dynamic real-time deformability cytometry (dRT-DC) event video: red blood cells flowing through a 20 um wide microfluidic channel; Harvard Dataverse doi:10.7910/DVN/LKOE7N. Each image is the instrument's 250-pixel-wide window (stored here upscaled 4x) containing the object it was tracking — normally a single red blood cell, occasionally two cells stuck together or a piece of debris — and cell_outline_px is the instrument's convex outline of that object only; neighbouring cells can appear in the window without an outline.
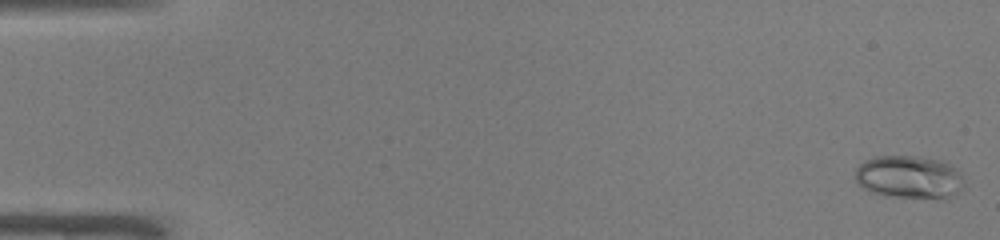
{"species": "common noctule bat (a hibernating species)", "species_latin": "Nyctalus noctula", "temperature_condition": "warm", "stored_images_in_passage": 50, "camera_frame_rate_fps": 3000, "um_per_image_px": 0.085, "animal": {"sex": "male", "body_mass_g": 19.0, "forearm_length_mm": 50.8}, "frame": {"image": 1, "passage_image": 1, "time_ms": 0.0, "image_size_px": [1000, 240], "cell_outline_px": [[964, 184], [956, 192], [944, 196], [896, 196], [868, 192], [860, 188], [856, 180], [856, 168], [864, 160], [876, 156], [920, 156], [940, 160], [956, 168], [960, 172]], "centroid_in_image_um": [77.2, 15.0], "position_along_channel_um": 7.8, "area_um2": 26.59}}
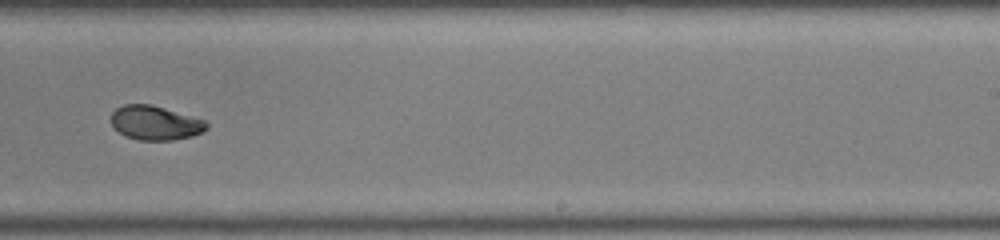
{"frame": {"image": 2, "passage_image": 32, "time_ms": 10.333, "image_size_px": [1000, 240], "cell_outline_px": [[208, 128], [192, 136], [172, 140], [140, 140], [124, 136], [112, 124], [112, 112], [116, 108], [124, 104], [152, 104], [208, 120]], "centroid_in_image_um": [13.23, 10.43], "position_along_channel_um": 275.8, "area_um2": 19.13}}
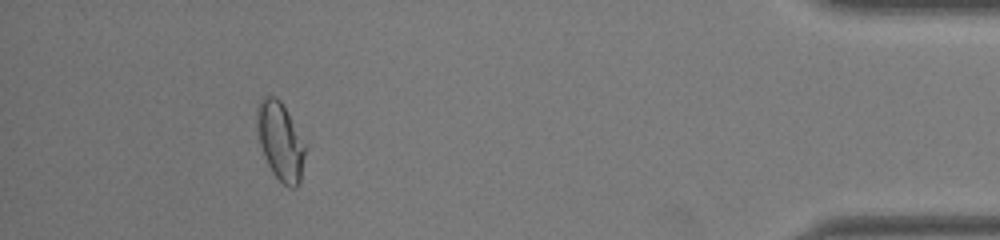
{"frame": {"image": 3, "passage_image": 46, "time_ms": 15.0, "image_size_px": [1000, 240], "cell_outline_px": [[304, 156], [300, 184], [296, 188], [288, 188], [272, 172], [264, 156], [260, 144], [256, 124], [256, 108], [260, 100], [264, 96], [276, 96], [280, 100], [288, 112], [304, 144]], "centroid_in_image_um": [23.8, 11.99], "position_along_channel_um": 411.4, "area_um2": 21.73}, "authors_computed_cell_mechanics": {"area_um2": 20.23, "velocity_mm_per_s": 4.0634, "shape_relaxation_time_tau1_ms": 4.9964, "shape_relaxation_time_tau2_ms": 2.2739, "deformation_change_tau1": 0.1673, "deformation_change_tau2": 0.0438}}